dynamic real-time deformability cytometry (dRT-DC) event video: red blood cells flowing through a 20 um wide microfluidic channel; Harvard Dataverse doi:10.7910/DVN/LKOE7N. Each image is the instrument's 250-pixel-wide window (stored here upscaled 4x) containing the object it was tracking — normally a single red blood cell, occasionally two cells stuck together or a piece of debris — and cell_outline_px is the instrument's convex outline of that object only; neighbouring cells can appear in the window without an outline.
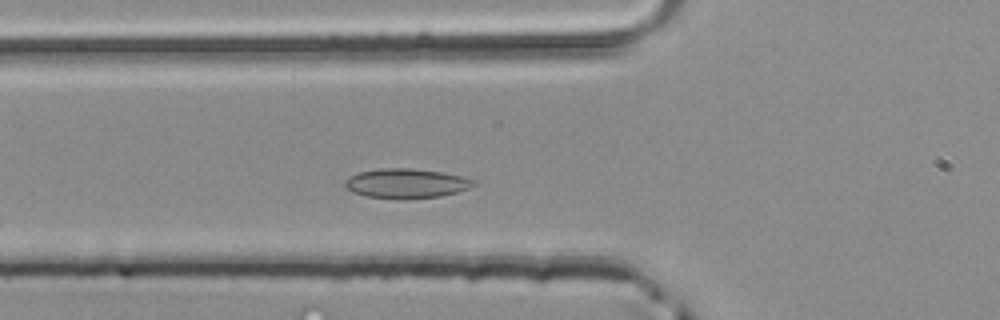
{"species": "common noctule bat (a hibernating species)", "species_latin": "Nyctalus noctula", "temperature_condition": "room temperature", "stored_images_in_passage": 43, "camera_frame_rate_fps": 3000, "um_per_image_px": 0.085, "animal": {"sex": "male", "body_mass_g": 20.4}, "frame": {"image": 1, "passage_image": 11, "time_ms": 3.333, "image_size_px": [1000, 320], "cell_outline_px": [[476, 184], [468, 188], [456, 192], [440, 196], [400, 200], [368, 196], [352, 192], [344, 188], [344, 180], [360, 172], [380, 168], [412, 168], [444, 172], [476, 180]], "centroid_in_image_um": [34.52, 15.59], "position_along_channel_um": 91.3, "area_um2": 22.31}}
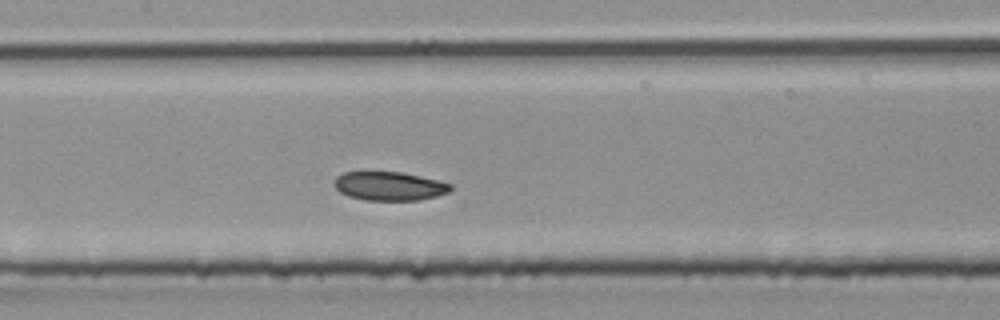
{"frame": {"image": 2, "passage_image": 17, "time_ms": 5.333, "image_size_px": [1000, 320], "cell_outline_px": [[452, 188], [448, 192], [436, 196], [420, 200], [364, 200], [348, 196], [340, 192], [332, 184], [336, 176], [344, 172], [400, 172], [440, 180], [452, 184]], "centroid_in_image_um": [33.08, 15.82], "position_along_channel_um": 174.3, "area_um2": 19.59}}
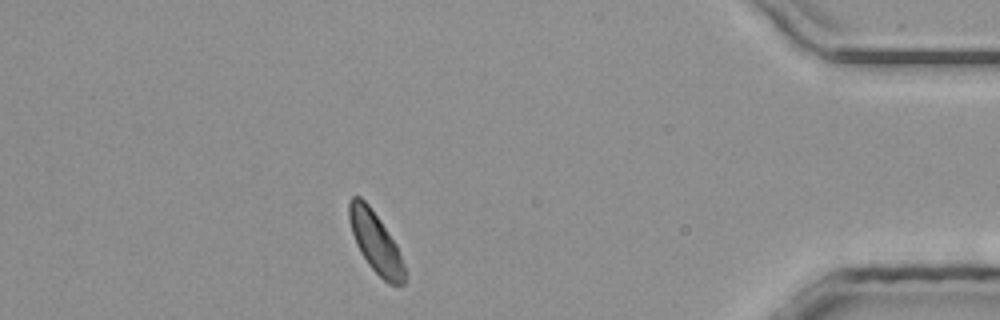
{"frame": {"image": 3, "passage_image": 37, "time_ms": 12.0, "image_size_px": [1000, 320], "cell_outline_px": [[404, 284], [388, 284], [368, 264], [360, 252], [356, 244], [348, 220], [348, 200], [352, 196], [360, 196], [368, 204], [396, 244], [404, 268]], "centroid_in_image_um": [31.87, 20.56], "position_along_channel_um": 403.3, "area_um2": 19.19}}